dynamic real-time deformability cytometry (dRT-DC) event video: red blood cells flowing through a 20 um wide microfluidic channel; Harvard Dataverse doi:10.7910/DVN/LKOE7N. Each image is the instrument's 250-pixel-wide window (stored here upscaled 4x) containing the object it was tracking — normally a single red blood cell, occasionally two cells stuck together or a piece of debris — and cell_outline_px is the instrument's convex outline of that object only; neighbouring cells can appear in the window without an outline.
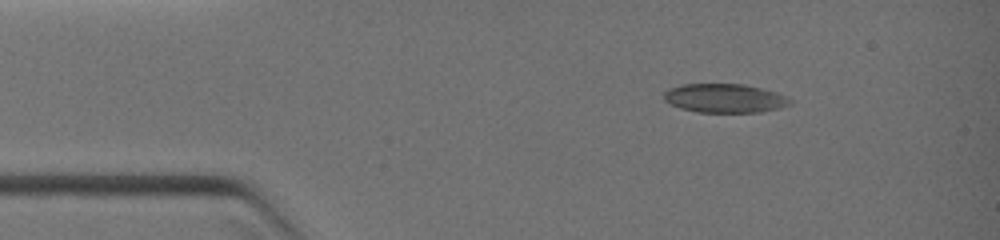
{"species": "common noctule bat (a hibernating species)", "species_latin": "Nyctalus noctula", "temperature_condition": "warm", "stored_images_in_passage": 13, "camera_frame_rate_fps": 3000, "um_per_image_px": 0.085, "animal": {"sex": "female", "body_mass_g": 19.0, "forearm_length_mm": 51.5}, "frame": {"image": 1, "passage_image": 1, "time_ms": 0.0, "image_size_px": [1000, 240], "cell_outline_px": [[792, 104], [776, 108], [756, 112], [700, 112], [680, 108], [664, 100], [664, 92], [668, 88], [680, 84], [744, 84], [776, 92], [792, 100]], "centroid_in_image_um": [61.56, 8.34], "position_along_channel_um": 23.4, "area_um2": 21.04}}
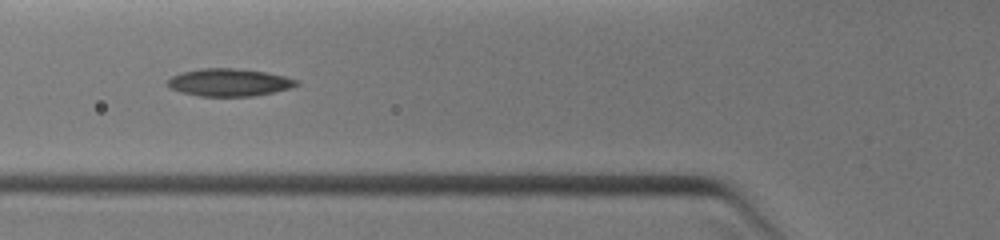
{"frame": {"image": 2, "passage_image": 8, "time_ms": 2.667, "image_size_px": [1000, 240], "cell_outline_px": [[300, 84], [292, 88], [252, 96], [200, 96], [180, 92], [172, 88], [168, 84], [168, 80], [172, 76], [180, 72], [200, 68], [236, 68], [264, 72], [284, 76], [296, 80]], "centroid_in_image_um": [19.47, 7.0], "position_along_channel_um": 106.3, "area_um2": 20.58}}
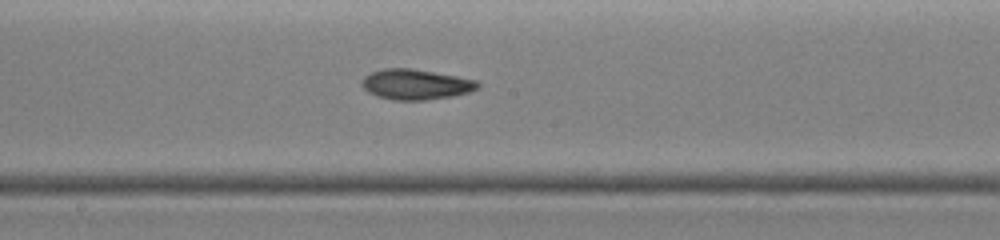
{"frame": {"image": 3, "passage_image": 13, "time_ms": 4.667, "image_size_px": [1000, 240], "cell_outline_px": [[480, 88], [472, 92], [452, 96], [424, 100], [392, 100], [376, 96], [368, 92], [360, 84], [364, 76], [372, 72], [384, 68], [412, 68], [456, 76], [476, 80], [480, 84]], "centroid_in_image_um": [35.34, 7.18], "position_along_channel_um": 212.9, "area_um2": 20.63}}